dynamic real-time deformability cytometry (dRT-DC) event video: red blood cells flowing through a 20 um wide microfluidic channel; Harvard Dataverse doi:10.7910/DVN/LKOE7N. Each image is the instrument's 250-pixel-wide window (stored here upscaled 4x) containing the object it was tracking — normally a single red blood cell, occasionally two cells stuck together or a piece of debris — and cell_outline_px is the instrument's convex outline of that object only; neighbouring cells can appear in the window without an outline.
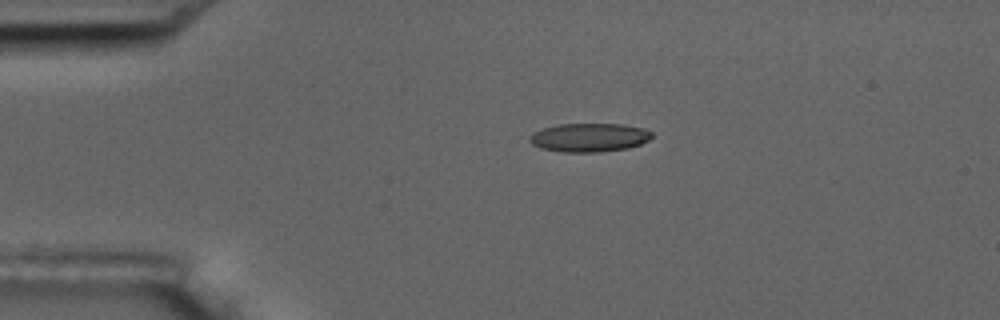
{"species": "common noctule bat (a hibernating species)", "species_latin": "Nyctalus noctula", "temperature_condition": "room temperature", "stored_images_in_passage": 15, "camera_frame_rate_fps": 3000, "um_per_image_px": 0.085, "animal": {"sex": "male", "body_mass_g": 17.5, "forearm_length_mm": 52.3}, "frame": {"image": 1, "passage_image": 3, "time_ms": 0.667, "image_size_px": [1000, 320], "cell_outline_px": [[652, 136], [648, 140], [640, 144], [628, 148], [600, 152], [564, 152], [540, 148], [532, 144], [528, 140], [528, 136], [532, 132], [556, 124], [624, 124], [644, 128], [652, 132]], "centroid_in_image_um": [50.06, 11.68], "position_along_channel_um": 34.9, "area_um2": 20.58}}
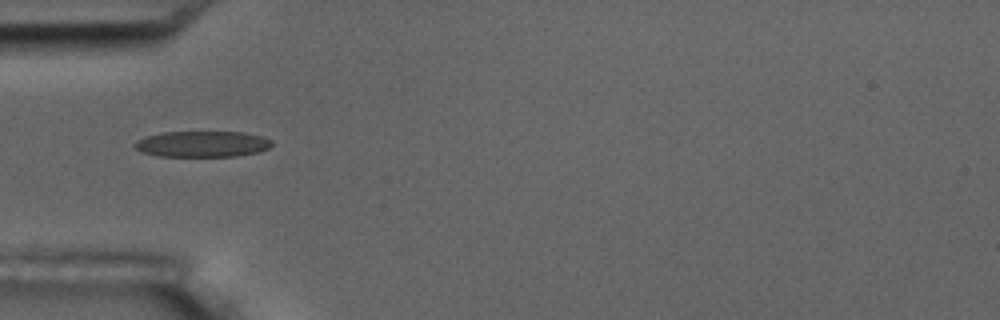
{"frame": {"image": 2, "passage_image": 5, "time_ms": 1.333, "image_size_px": [1000, 320], "cell_outline_px": [[272, 144], [268, 148], [260, 152], [236, 156], [156, 156], [140, 152], [132, 144], [136, 140], [144, 136], [160, 132], [244, 132], [264, 136], [272, 140]], "centroid_in_image_um": [17.17, 12.24], "position_along_channel_um": 67.8, "area_um2": 21.1}}
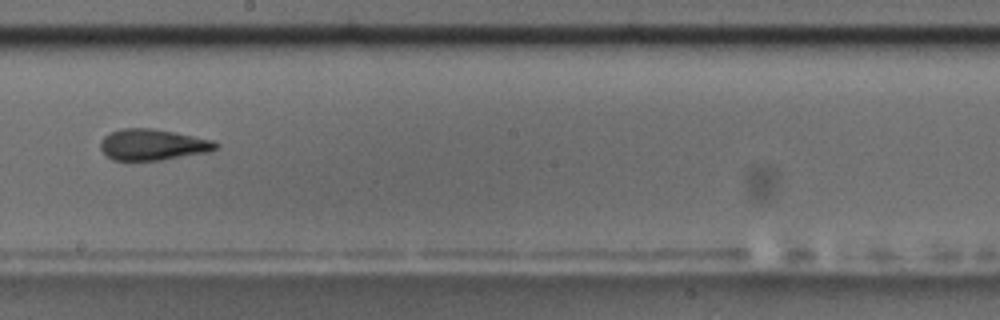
{"frame": {"image": 3, "passage_image": 9, "time_ms": 2.667, "image_size_px": [1000, 320], "cell_outline_px": [[216, 148], [208, 152], [164, 160], [112, 160], [100, 148], [100, 140], [104, 136], [120, 128], [152, 128], [212, 140], [216, 144]], "centroid_in_image_um": [12.93, 12.3], "position_along_channel_um": 235.3, "area_um2": 20.69}}